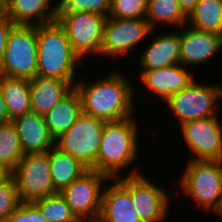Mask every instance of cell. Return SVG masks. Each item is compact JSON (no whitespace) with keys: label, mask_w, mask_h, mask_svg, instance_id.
Listing matches in <instances>:
<instances>
[{"label":"cell","mask_w":222,"mask_h":222,"mask_svg":"<svg viewBox=\"0 0 222 222\" xmlns=\"http://www.w3.org/2000/svg\"><path fill=\"white\" fill-rule=\"evenodd\" d=\"M85 81L77 80L78 83H75L84 114L105 122L118 121L133 116L134 85L119 70H111L109 75L98 81L91 83Z\"/></svg>","instance_id":"6da1fadb"},{"label":"cell","mask_w":222,"mask_h":222,"mask_svg":"<svg viewBox=\"0 0 222 222\" xmlns=\"http://www.w3.org/2000/svg\"><path fill=\"white\" fill-rule=\"evenodd\" d=\"M134 118L105 122L97 160L90 169L116 179L122 170L132 165L138 156L140 135Z\"/></svg>","instance_id":"7a4b0ae2"},{"label":"cell","mask_w":222,"mask_h":222,"mask_svg":"<svg viewBox=\"0 0 222 222\" xmlns=\"http://www.w3.org/2000/svg\"><path fill=\"white\" fill-rule=\"evenodd\" d=\"M37 76L75 80L81 59L72 50L64 28L55 22L36 25Z\"/></svg>","instance_id":"3957f363"},{"label":"cell","mask_w":222,"mask_h":222,"mask_svg":"<svg viewBox=\"0 0 222 222\" xmlns=\"http://www.w3.org/2000/svg\"><path fill=\"white\" fill-rule=\"evenodd\" d=\"M179 185L190 199L216 212L222 199V161L188 160Z\"/></svg>","instance_id":"277c9868"},{"label":"cell","mask_w":222,"mask_h":222,"mask_svg":"<svg viewBox=\"0 0 222 222\" xmlns=\"http://www.w3.org/2000/svg\"><path fill=\"white\" fill-rule=\"evenodd\" d=\"M36 25L15 24L8 36L0 75L33 79L37 76Z\"/></svg>","instance_id":"5b68a950"},{"label":"cell","mask_w":222,"mask_h":222,"mask_svg":"<svg viewBox=\"0 0 222 222\" xmlns=\"http://www.w3.org/2000/svg\"><path fill=\"white\" fill-rule=\"evenodd\" d=\"M221 99V84H201L195 78L186 88L170 96L165 103L181 125L188 121L216 116L217 103Z\"/></svg>","instance_id":"8992f818"},{"label":"cell","mask_w":222,"mask_h":222,"mask_svg":"<svg viewBox=\"0 0 222 222\" xmlns=\"http://www.w3.org/2000/svg\"><path fill=\"white\" fill-rule=\"evenodd\" d=\"M104 125L105 121L82 112L76 122L55 139V147L91 168L97 160Z\"/></svg>","instance_id":"52a82bcc"},{"label":"cell","mask_w":222,"mask_h":222,"mask_svg":"<svg viewBox=\"0 0 222 222\" xmlns=\"http://www.w3.org/2000/svg\"><path fill=\"white\" fill-rule=\"evenodd\" d=\"M12 176L21 202H34L57 193L51 177L48 151L25 154Z\"/></svg>","instance_id":"ba28073f"},{"label":"cell","mask_w":222,"mask_h":222,"mask_svg":"<svg viewBox=\"0 0 222 222\" xmlns=\"http://www.w3.org/2000/svg\"><path fill=\"white\" fill-rule=\"evenodd\" d=\"M110 180L113 179L96 170L89 169L64 188L60 194L81 222L97 221L101 210L103 186L106 185L103 182L106 183Z\"/></svg>","instance_id":"9c48e42d"},{"label":"cell","mask_w":222,"mask_h":222,"mask_svg":"<svg viewBox=\"0 0 222 222\" xmlns=\"http://www.w3.org/2000/svg\"><path fill=\"white\" fill-rule=\"evenodd\" d=\"M149 33L152 34L153 30L146 19L107 17L100 57H123L142 42L143 38L150 35Z\"/></svg>","instance_id":"30bf717a"},{"label":"cell","mask_w":222,"mask_h":222,"mask_svg":"<svg viewBox=\"0 0 222 222\" xmlns=\"http://www.w3.org/2000/svg\"><path fill=\"white\" fill-rule=\"evenodd\" d=\"M107 16L95 12H77L59 24L68 36L72 50L83 60L88 54H99Z\"/></svg>","instance_id":"8fae6325"},{"label":"cell","mask_w":222,"mask_h":222,"mask_svg":"<svg viewBox=\"0 0 222 222\" xmlns=\"http://www.w3.org/2000/svg\"><path fill=\"white\" fill-rule=\"evenodd\" d=\"M190 160L222 161V124L219 116L185 122L180 125Z\"/></svg>","instance_id":"7c38bea8"},{"label":"cell","mask_w":222,"mask_h":222,"mask_svg":"<svg viewBox=\"0 0 222 222\" xmlns=\"http://www.w3.org/2000/svg\"><path fill=\"white\" fill-rule=\"evenodd\" d=\"M137 167L128 172L131 175V198L134 209L142 222H163L170 206V197L164 188L159 187L139 172Z\"/></svg>","instance_id":"4fadbf2b"},{"label":"cell","mask_w":222,"mask_h":222,"mask_svg":"<svg viewBox=\"0 0 222 222\" xmlns=\"http://www.w3.org/2000/svg\"><path fill=\"white\" fill-rule=\"evenodd\" d=\"M120 177L104 186L98 222H142L131 198V175Z\"/></svg>","instance_id":"5bb4252c"},{"label":"cell","mask_w":222,"mask_h":222,"mask_svg":"<svg viewBox=\"0 0 222 222\" xmlns=\"http://www.w3.org/2000/svg\"><path fill=\"white\" fill-rule=\"evenodd\" d=\"M180 31V64L197 66L206 64L222 48V36L189 26Z\"/></svg>","instance_id":"9a60e30c"},{"label":"cell","mask_w":222,"mask_h":222,"mask_svg":"<svg viewBox=\"0 0 222 222\" xmlns=\"http://www.w3.org/2000/svg\"><path fill=\"white\" fill-rule=\"evenodd\" d=\"M139 76L143 85L164 102L194 80L193 73L181 64L141 71Z\"/></svg>","instance_id":"2e32d148"},{"label":"cell","mask_w":222,"mask_h":222,"mask_svg":"<svg viewBox=\"0 0 222 222\" xmlns=\"http://www.w3.org/2000/svg\"><path fill=\"white\" fill-rule=\"evenodd\" d=\"M15 124L22 151L25 154L47 152L55 146L44 115L29 112L12 120Z\"/></svg>","instance_id":"e0dca14e"},{"label":"cell","mask_w":222,"mask_h":222,"mask_svg":"<svg viewBox=\"0 0 222 222\" xmlns=\"http://www.w3.org/2000/svg\"><path fill=\"white\" fill-rule=\"evenodd\" d=\"M76 80L36 76L30 80L31 112L45 115L74 87Z\"/></svg>","instance_id":"ac0fdd59"},{"label":"cell","mask_w":222,"mask_h":222,"mask_svg":"<svg viewBox=\"0 0 222 222\" xmlns=\"http://www.w3.org/2000/svg\"><path fill=\"white\" fill-rule=\"evenodd\" d=\"M180 51V31L158 34L150 46L141 51L139 60L141 71L180 64Z\"/></svg>","instance_id":"d6986e66"},{"label":"cell","mask_w":222,"mask_h":222,"mask_svg":"<svg viewBox=\"0 0 222 222\" xmlns=\"http://www.w3.org/2000/svg\"><path fill=\"white\" fill-rule=\"evenodd\" d=\"M52 1L5 0V15L14 24L41 25L51 23L55 10V5H51Z\"/></svg>","instance_id":"ffe728a7"},{"label":"cell","mask_w":222,"mask_h":222,"mask_svg":"<svg viewBox=\"0 0 222 222\" xmlns=\"http://www.w3.org/2000/svg\"><path fill=\"white\" fill-rule=\"evenodd\" d=\"M81 114V98L74 87L51 111L44 115V119L49 133L56 139L66 132Z\"/></svg>","instance_id":"44dd1931"},{"label":"cell","mask_w":222,"mask_h":222,"mask_svg":"<svg viewBox=\"0 0 222 222\" xmlns=\"http://www.w3.org/2000/svg\"><path fill=\"white\" fill-rule=\"evenodd\" d=\"M54 190L61 192L90 168L81 160L53 147L48 151Z\"/></svg>","instance_id":"7402d4cb"},{"label":"cell","mask_w":222,"mask_h":222,"mask_svg":"<svg viewBox=\"0 0 222 222\" xmlns=\"http://www.w3.org/2000/svg\"><path fill=\"white\" fill-rule=\"evenodd\" d=\"M0 89L11 120L31 112L29 79L0 75Z\"/></svg>","instance_id":"603a6c76"},{"label":"cell","mask_w":222,"mask_h":222,"mask_svg":"<svg viewBox=\"0 0 222 222\" xmlns=\"http://www.w3.org/2000/svg\"><path fill=\"white\" fill-rule=\"evenodd\" d=\"M186 23L194 29L222 36V0H200Z\"/></svg>","instance_id":"cb8c5ba5"},{"label":"cell","mask_w":222,"mask_h":222,"mask_svg":"<svg viewBox=\"0 0 222 222\" xmlns=\"http://www.w3.org/2000/svg\"><path fill=\"white\" fill-rule=\"evenodd\" d=\"M146 20L152 30L164 23L169 27H180L179 30L187 25V15L178 0H148Z\"/></svg>","instance_id":"d4e9b609"},{"label":"cell","mask_w":222,"mask_h":222,"mask_svg":"<svg viewBox=\"0 0 222 222\" xmlns=\"http://www.w3.org/2000/svg\"><path fill=\"white\" fill-rule=\"evenodd\" d=\"M24 157L15 124L10 121L0 124V165L13 172Z\"/></svg>","instance_id":"484cf974"},{"label":"cell","mask_w":222,"mask_h":222,"mask_svg":"<svg viewBox=\"0 0 222 222\" xmlns=\"http://www.w3.org/2000/svg\"><path fill=\"white\" fill-rule=\"evenodd\" d=\"M111 5L112 0H60L55 4L53 22L59 23L77 12H95L108 17Z\"/></svg>","instance_id":"4316f807"},{"label":"cell","mask_w":222,"mask_h":222,"mask_svg":"<svg viewBox=\"0 0 222 222\" xmlns=\"http://www.w3.org/2000/svg\"><path fill=\"white\" fill-rule=\"evenodd\" d=\"M33 203L49 222H81L59 192L37 199Z\"/></svg>","instance_id":"83f0119b"},{"label":"cell","mask_w":222,"mask_h":222,"mask_svg":"<svg viewBox=\"0 0 222 222\" xmlns=\"http://www.w3.org/2000/svg\"><path fill=\"white\" fill-rule=\"evenodd\" d=\"M148 0H112L108 17L146 19Z\"/></svg>","instance_id":"f1b7e54d"},{"label":"cell","mask_w":222,"mask_h":222,"mask_svg":"<svg viewBox=\"0 0 222 222\" xmlns=\"http://www.w3.org/2000/svg\"><path fill=\"white\" fill-rule=\"evenodd\" d=\"M21 204L16 181L11 176L0 184V222H7L11 213Z\"/></svg>","instance_id":"f546056e"},{"label":"cell","mask_w":222,"mask_h":222,"mask_svg":"<svg viewBox=\"0 0 222 222\" xmlns=\"http://www.w3.org/2000/svg\"><path fill=\"white\" fill-rule=\"evenodd\" d=\"M7 222H49L33 202H21Z\"/></svg>","instance_id":"4dcf8cb0"},{"label":"cell","mask_w":222,"mask_h":222,"mask_svg":"<svg viewBox=\"0 0 222 222\" xmlns=\"http://www.w3.org/2000/svg\"><path fill=\"white\" fill-rule=\"evenodd\" d=\"M15 24L6 16L0 17V65L7 46V40L12 27Z\"/></svg>","instance_id":"1f68e13d"},{"label":"cell","mask_w":222,"mask_h":222,"mask_svg":"<svg viewBox=\"0 0 222 222\" xmlns=\"http://www.w3.org/2000/svg\"><path fill=\"white\" fill-rule=\"evenodd\" d=\"M12 121L9 117V113L4 101L1 89H0V124Z\"/></svg>","instance_id":"d6a6232c"},{"label":"cell","mask_w":222,"mask_h":222,"mask_svg":"<svg viewBox=\"0 0 222 222\" xmlns=\"http://www.w3.org/2000/svg\"><path fill=\"white\" fill-rule=\"evenodd\" d=\"M183 12L188 16L200 0H178Z\"/></svg>","instance_id":"836d02e7"},{"label":"cell","mask_w":222,"mask_h":222,"mask_svg":"<svg viewBox=\"0 0 222 222\" xmlns=\"http://www.w3.org/2000/svg\"><path fill=\"white\" fill-rule=\"evenodd\" d=\"M12 176V172L6 167L0 165V184L7 181Z\"/></svg>","instance_id":"e575fe53"},{"label":"cell","mask_w":222,"mask_h":222,"mask_svg":"<svg viewBox=\"0 0 222 222\" xmlns=\"http://www.w3.org/2000/svg\"><path fill=\"white\" fill-rule=\"evenodd\" d=\"M5 15V0H0V17Z\"/></svg>","instance_id":"d590c367"},{"label":"cell","mask_w":222,"mask_h":222,"mask_svg":"<svg viewBox=\"0 0 222 222\" xmlns=\"http://www.w3.org/2000/svg\"><path fill=\"white\" fill-rule=\"evenodd\" d=\"M215 214L219 215L220 217H222V199H221L220 206H219L218 210L215 212Z\"/></svg>","instance_id":"8d00e7d4"}]
</instances>
